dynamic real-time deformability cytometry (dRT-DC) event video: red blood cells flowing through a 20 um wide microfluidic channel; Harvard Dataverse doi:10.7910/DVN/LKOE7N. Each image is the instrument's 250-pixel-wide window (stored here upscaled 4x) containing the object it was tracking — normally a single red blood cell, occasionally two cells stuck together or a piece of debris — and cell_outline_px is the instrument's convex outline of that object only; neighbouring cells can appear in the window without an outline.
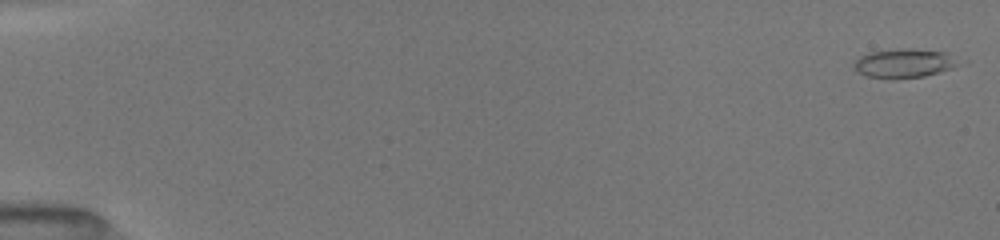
{"species": "common noctule bat (a hibernating species)", "species_latin": "Nyctalus noctula", "temperature_condition": "room temperature", "stored_images_in_passage": 48, "camera_frame_rate_fps": 3000, "um_per_image_px": 0.085, "animal": {"sex": "female", "body_mass_g": 19.5, "forearm_length_mm": 54.1}, "frame": {"image": 1, "passage_image": 2, "time_ms": 0.333, "image_size_px": [1000, 240], "cell_outline_px": [[960, 64], [952, 68], [940, 72], [924, 76], [892, 80], [864, 76], [856, 72], [852, 68], [852, 64], [860, 56], [872, 52], [896, 48], [908, 48], [948, 52]], "centroid_in_image_um": [76.79, 5.39], "position_along_channel_um": 8.2, "area_um2": 18.09}}
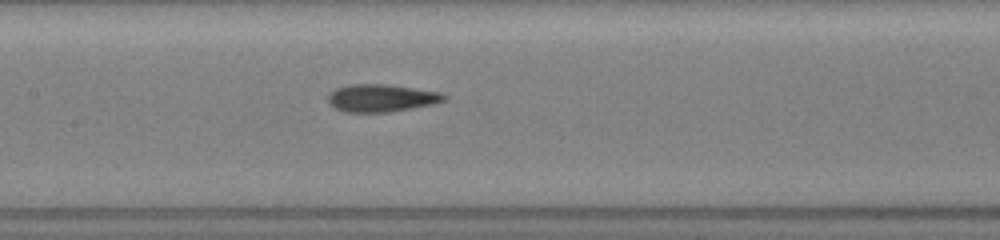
{"frame": {"image": 2, "passage_image": 27, "time_ms": 8.667, "image_size_px": [1000, 240], "cell_outline_px": [[448, 96], [444, 100], [436, 104], [388, 112], [344, 112], [328, 104], [328, 92], [336, 88], [348, 84], [388, 84], [440, 92]], "centroid_in_image_um": [32.4, 8.33], "position_along_channel_um": 175.0, "area_um2": 18.84}}
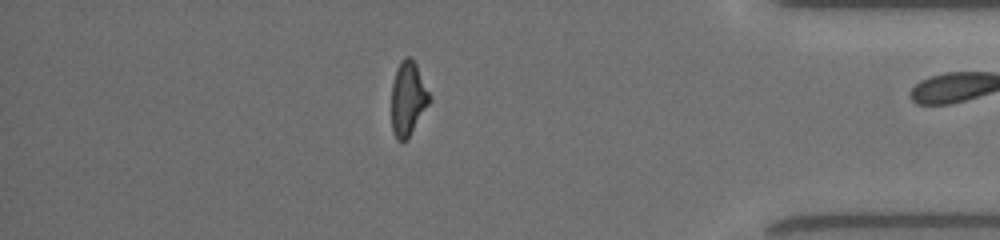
{"frame": {"image": 3, "passage_image": 46, "time_ms": 15.0, "image_size_px": [1000, 240], "cell_outline_px": [[432, 100], [408, 140], [400, 144], [396, 140], [392, 132], [392, 84], [396, 68], [400, 60], [404, 56], [412, 56], [432, 96]], "centroid_in_image_um": [34.7, 8.41], "position_along_channel_um": 400.5, "area_um2": 17.11}, "authors_computed_cell_mechanics": {"area_um2": 17.918, "velocity_mm_per_s": 4.0226, "shape_relaxation_time_tau1_ms": 5.6247, "shape_relaxation_time_tau2_ms": 2.1527, "deformation_change_tau1": 0.1776, "deformation_change_tau2": 0.1184}}